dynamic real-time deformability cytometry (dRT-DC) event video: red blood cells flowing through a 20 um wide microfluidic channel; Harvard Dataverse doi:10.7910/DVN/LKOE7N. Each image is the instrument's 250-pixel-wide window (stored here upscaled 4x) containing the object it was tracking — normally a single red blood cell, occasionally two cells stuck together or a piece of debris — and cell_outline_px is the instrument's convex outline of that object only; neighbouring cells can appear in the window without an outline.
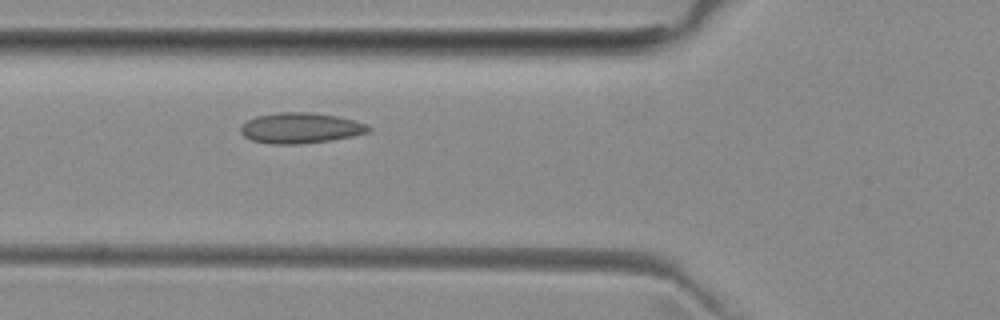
{"species": "common noctule bat (a hibernating species)", "species_latin": "Nyctalus noctula", "temperature_condition": "room temperature", "stored_images_in_passage": 2, "camera_frame_rate_fps": 3000, "um_per_image_px": 0.085, "animal": {"sex": "female", "body_mass_g": 29.2, "forearm_length_mm": 56.3}, "frame": {"image": 1, "passage_image": 2, "time_ms": 1.0, "image_size_px": [1000, 320], "cell_outline_px": [[372, 132], [352, 136], [328, 140], [296, 144], [272, 144], [252, 140], [244, 136], [240, 132], [240, 128], [248, 120], [256, 116], [280, 112], [308, 112], [336, 116], [368, 124], [372, 128]], "centroid_in_image_um": [25.56, 10.88], "position_along_channel_um": 100.2, "area_um2": 22.6}}